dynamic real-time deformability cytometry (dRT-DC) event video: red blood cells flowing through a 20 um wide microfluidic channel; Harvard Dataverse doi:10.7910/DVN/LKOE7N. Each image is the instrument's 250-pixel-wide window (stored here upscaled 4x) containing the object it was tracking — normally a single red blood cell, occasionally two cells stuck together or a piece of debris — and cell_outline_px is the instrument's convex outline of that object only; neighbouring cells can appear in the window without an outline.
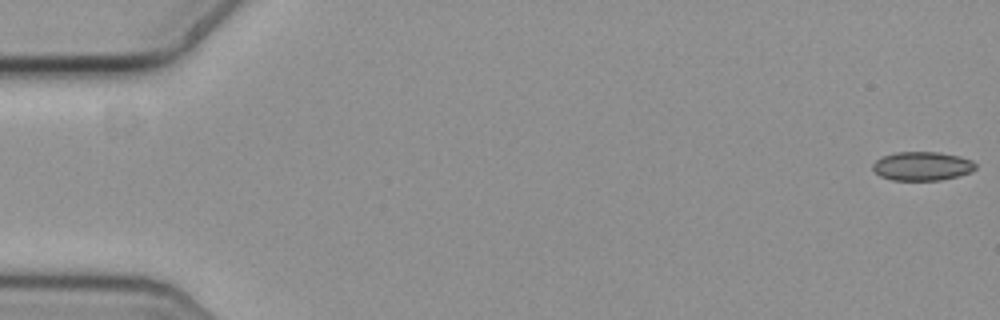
{"species": "common noctule bat (a hibernating species)", "species_latin": "Nyctalus noctula", "temperature_condition": "cold", "stored_images_in_passage": 57, "camera_frame_rate_fps": 3000, "um_per_image_px": 0.085, "animal": {"sex": "female", "body_mass_g": 19.3, "forearm_length_mm": 54.1}, "frame": {"image": 1, "passage_image": 1, "time_ms": 0.0, "image_size_px": [1000, 320], "cell_outline_px": [[976, 168], [972, 172], [940, 180], [892, 180], [880, 176], [872, 168], [872, 164], [876, 160], [884, 156], [896, 152], [940, 152], [960, 156], [972, 160], [976, 164]], "centroid_in_image_um": [78.4, 14.11], "position_along_channel_um": 6.6, "area_um2": 17.28}}
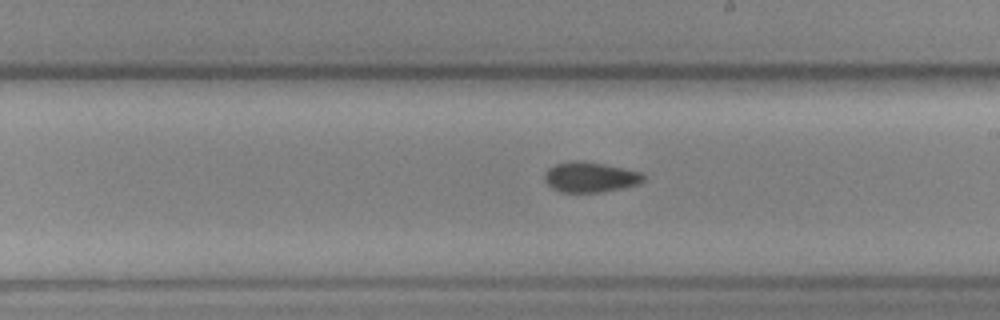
{"frame": {"image": 2, "passage_image": 33, "time_ms": 10.667, "image_size_px": [1000, 320], "cell_outline_px": [[644, 180], [640, 184], [624, 188], [600, 192], [560, 192], [552, 188], [544, 180], [544, 172], [548, 168], [556, 164], [572, 160], [580, 160], [604, 164], [644, 172]], "centroid_in_image_um": [50.18, 15.05], "position_along_channel_um": 238.8, "area_um2": 17.69}}
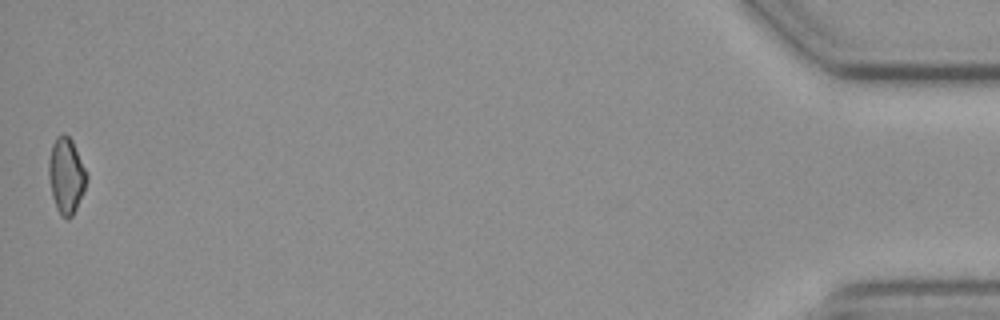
{"frame": {"image": 3, "passage_image": 57, "time_ms": 18.667, "image_size_px": [1000, 320], "cell_outline_px": [[88, 176], [84, 188], [76, 208], [72, 216], [68, 220], [60, 216], [56, 208], [52, 196], [48, 176], [48, 160], [52, 144], [56, 136], [64, 132], [72, 140]], "centroid_in_image_um": [5.6, 14.92], "position_along_channel_um": 429.6, "area_um2": 16.76}, "authors_computed_cell_mechanics": {"area_um2": 17.5134, "velocity_mm_per_s": 3.665, "shape_relaxation_time_tau1_ms": null, "shape_relaxation_time_tau2_ms": 4.3433, "deformation_change_tau1": null, "deformation_change_tau2": 0.0858}}